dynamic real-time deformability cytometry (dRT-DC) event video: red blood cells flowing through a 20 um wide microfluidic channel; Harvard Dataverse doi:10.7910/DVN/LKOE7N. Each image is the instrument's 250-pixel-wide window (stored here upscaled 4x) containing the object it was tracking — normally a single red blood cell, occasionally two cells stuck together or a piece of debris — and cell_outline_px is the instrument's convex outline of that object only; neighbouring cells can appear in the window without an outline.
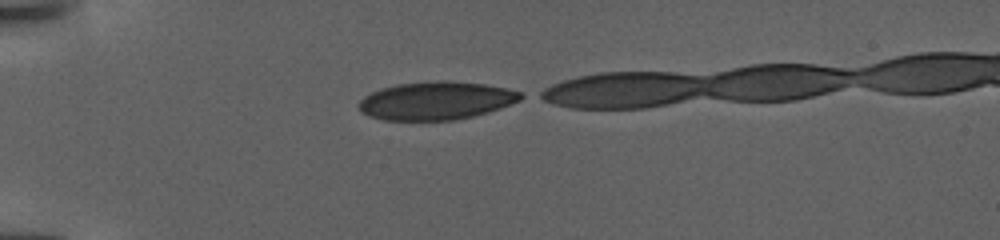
{"species": "human", "species_latin": "Homo sapiens", "temperature_condition": "warm", "stored_images_in_passage": 80, "camera_frame_rate_fps": 3000, "um_per_image_px": 0.085, "donor": {"sex": "female"}, "frame": {"image": 1, "passage_image": 1, "time_ms": 0.0, "image_size_px": [1000, 240], "cell_outline_px": [[528, 96], [520, 100], [488, 112], [472, 116], [452, 120], [384, 120], [368, 116], [360, 112], [360, 100], [364, 96], [380, 88], [396, 84], [436, 80], [448, 80], [484, 84], [508, 88], [520, 92]], "centroid_in_image_um": [37.07, 8.54], "position_along_channel_um": 47.9, "area_um2": 36.07}}
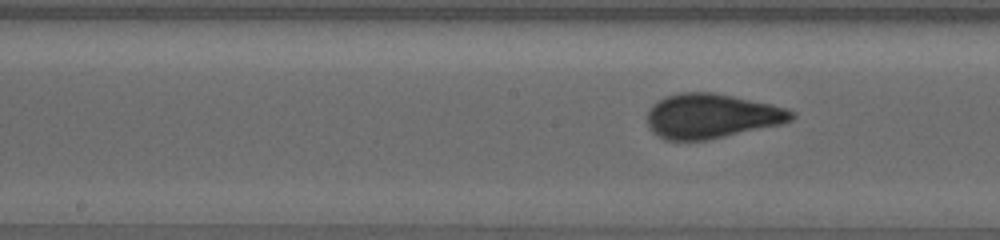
{"frame": {"image": 2, "passage_image": 34, "time_ms": 11.0, "image_size_px": [1000, 240], "cell_outline_px": [[796, 116], [792, 120], [784, 124], [708, 140], [664, 140], [652, 132], [648, 128], [648, 108], [656, 100], [664, 96], [680, 92], [716, 92], [772, 104], [796, 112]], "centroid_in_image_um": [60.48, 9.86], "position_along_channel_um": 187.7, "area_um2": 38.15}}
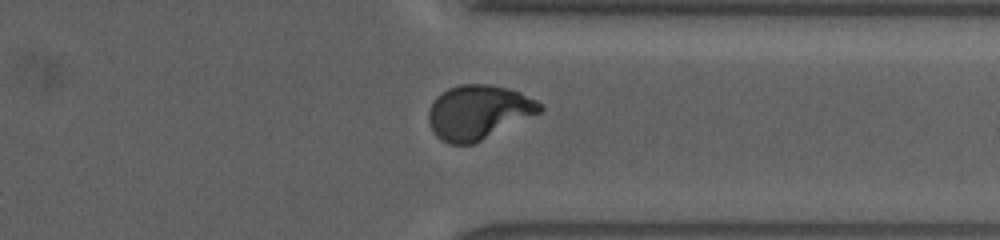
{"frame": {"image": 3, "passage_image": 69, "time_ms": 22.667, "image_size_px": [1000, 240], "cell_outline_px": [[544, 108], [540, 112], [472, 144], [448, 144], [440, 140], [436, 136], [428, 120], [428, 112], [436, 96], [440, 92], [448, 88], [460, 84], [488, 84], [508, 88], [520, 92], [536, 100]], "centroid_in_image_um": [40.62, 9.52], "position_along_channel_um": 370.8, "area_um2": 34.91}}